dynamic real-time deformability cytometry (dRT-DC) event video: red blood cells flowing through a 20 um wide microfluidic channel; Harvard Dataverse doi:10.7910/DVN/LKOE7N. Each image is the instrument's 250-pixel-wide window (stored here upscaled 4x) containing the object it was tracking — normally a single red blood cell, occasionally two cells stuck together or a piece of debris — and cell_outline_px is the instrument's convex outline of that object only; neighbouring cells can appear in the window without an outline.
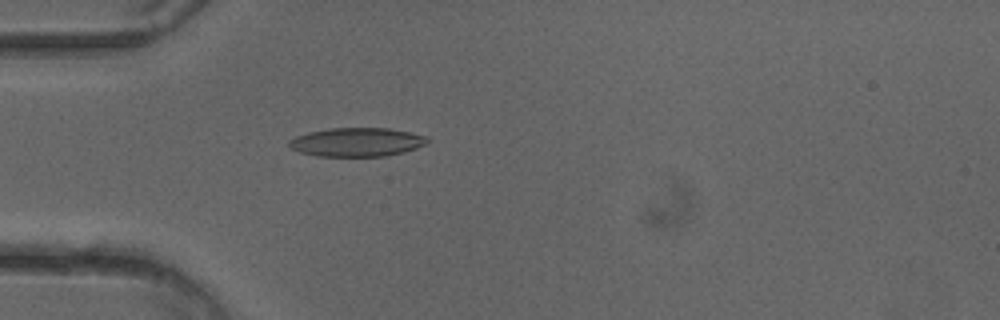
{"species": "common noctule bat (a hibernating species)", "species_latin": "Nyctalus noctula", "temperature_condition": "cold", "stored_images_in_passage": 51, "camera_frame_rate_fps": 3000, "um_per_image_px": 0.085, "animal": {"sex": "female"}, "frame": {"image": 1, "passage_image": 15, "time_ms": 4.667, "image_size_px": [1000, 320], "cell_outline_px": [[428, 140], [424, 144], [416, 148], [404, 152], [388, 156], [316, 156], [300, 152], [292, 148], [288, 144], [288, 140], [296, 136], [308, 132], [328, 128], [388, 128], [428, 136]], "centroid_in_image_um": [30.31, 12.08], "position_along_channel_um": 54.7, "area_um2": 23.18}}
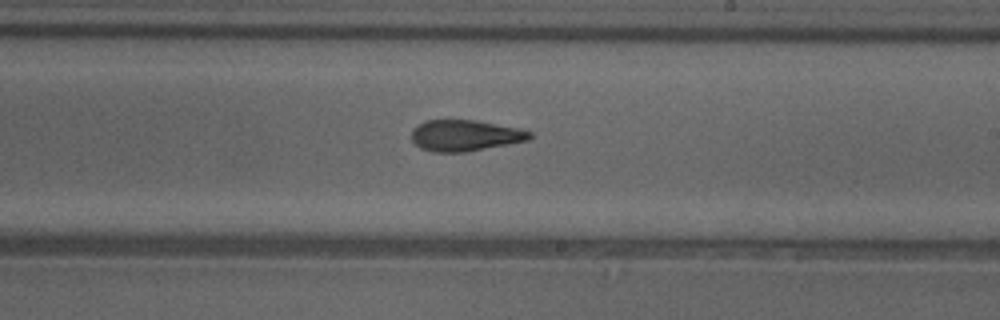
{"frame": {"image": 2, "passage_image": 30, "time_ms": 9.667, "image_size_px": [1000, 320], "cell_outline_px": [[532, 136], [528, 140], [508, 144], [464, 152], [432, 152], [420, 148], [412, 140], [412, 128], [424, 120], [476, 120], [520, 128], [532, 132]], "centroid_in_image_um": [39.51, 11.51], "position_along_channel_um": 249.5, "area_um2": 21.5}}
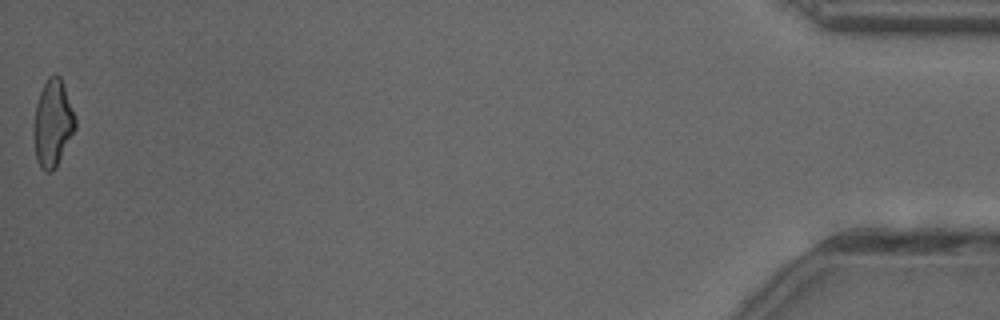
{"frame": {"image": 3, "passage_image": 51, "time_ms": 16.667, "image_size_px": [1000, 320], "cell_outline_px": [[76, 128], [56, 168], [52, 172], [44, 172], [40, 168], [36, 160], [32, 128], [36, 104], [40, 92], [48, 76], [56, 72], [60, 76], [76, 120]], "centroid_in_image_um": [4.46, 10.52], "position_along_channel_um": 430.7, "area_um2": 21.27}, "authors_computed_cell_mechanics": {"area_um2": 22.0218, "velocity_mm_per_s": 4.0335, "shape_relaxation_time_tau1_ms": 7.4668, "shape_relaxation_time_tau2_ms": 2.8255, "deformation_change_tau1": 0.2019, "deformation_change_tau2": 0.1192}}